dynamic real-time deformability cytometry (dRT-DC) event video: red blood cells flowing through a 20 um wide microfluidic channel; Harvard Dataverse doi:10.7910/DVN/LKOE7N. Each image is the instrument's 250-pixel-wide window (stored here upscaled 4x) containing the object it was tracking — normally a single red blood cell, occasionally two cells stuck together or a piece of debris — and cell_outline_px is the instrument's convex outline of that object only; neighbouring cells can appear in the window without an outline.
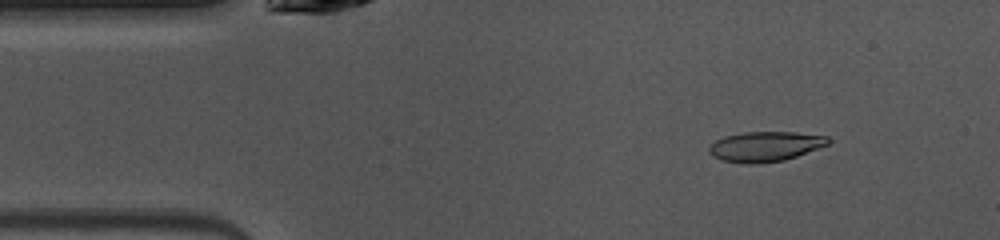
{"species": "common noctule bat (a hibernating species)", "species_latin": "Nyctalus noctula", "temperature_condition": "warm", "stored_images_in_passage": 47, "camera_frame_rate_fps": 3000, "um_per_image_px": 0.085, "animal": {"sex": "female", "body_mass_g": 10.0, "forearm_length_mm": 53.1}, "frame": {"image": 1, "passage_image": 5, "time_ms": 1.333, "image_size_px": [1000, 240], "cell_outline_px": [[832, 140], [828, 144], [796, 156], [784, 160], [756, 164], [748, 164], [720, 160], [712, 156], [708, 152], [708, 148], [716, 140], [724, 136], [744, 132], [796, 132], [828, 136]], "centroid_in_image_um": [65.02, 12.45], "position_along_channel_um": 20.0, "area_um2": 20.87}}
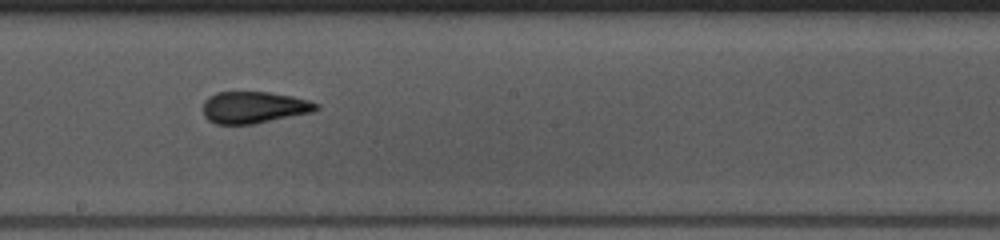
{"frame": {"image": 2, "passage_image": 24, "time_ms": 7.667, "image_size_px": [1000, 240], "cell_outline_px": [[320, 108], [312, 112], [252, 124], [216, 124], [208, 120], [204, 116], [204, 100], [208, 96], [216, 92], [268, 92], [292, 96], [308, 100], [320, 104]], "centroid_in_image_um": [21.58, 9.12], "position_along_channel_um": 226.6, "area_um2": 20.92}}
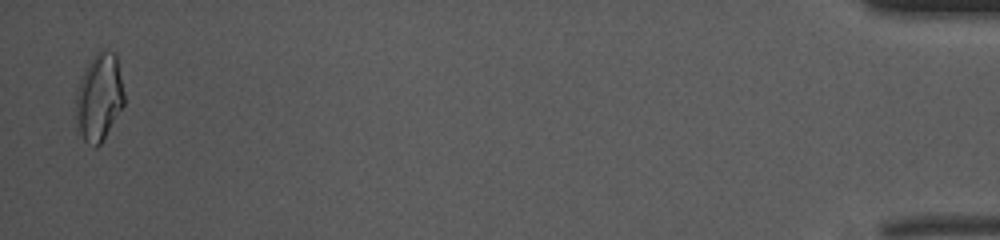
{"frame": {"image": 3, "passage_image": 46, "time_ms": 15.0, "image_size_px": [1000, 240], "cell_outline_px": [[124, 104], [100, 144], [96, 148], [84, 140], [76, 124], [76, 92], [80, 80], [88, 64], [96, 52], [100, 48], [104, 48], [112, 52], [116, 56], [124, 92]], "centroid_in_image_um": [8.42, 8.25], "position_along_channel_um": 426.8, "area_um2": 24.28}, "authors_computed_cell_mechanics": {"area_um2": 20.808, "velocity_mm_per_s": 4.094, "shape_relaxation_time_tau1_ms": 8.782, "shape_relaxation_time_tau2_ms": 1.4194, "deformation_change_tau1": 0.2281, "deformation_change_tau2": 0.0854}}